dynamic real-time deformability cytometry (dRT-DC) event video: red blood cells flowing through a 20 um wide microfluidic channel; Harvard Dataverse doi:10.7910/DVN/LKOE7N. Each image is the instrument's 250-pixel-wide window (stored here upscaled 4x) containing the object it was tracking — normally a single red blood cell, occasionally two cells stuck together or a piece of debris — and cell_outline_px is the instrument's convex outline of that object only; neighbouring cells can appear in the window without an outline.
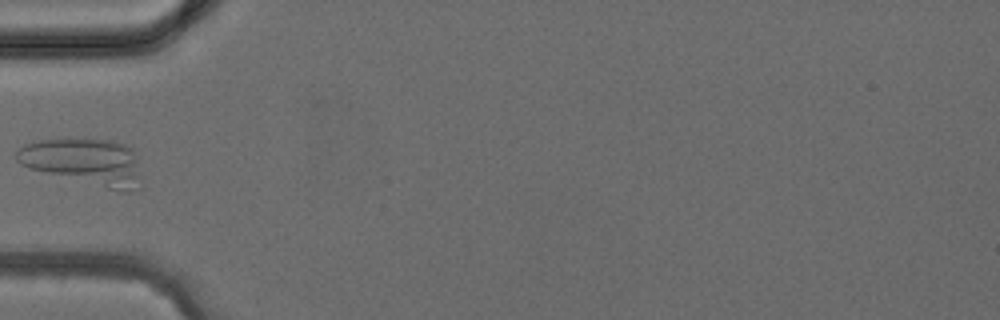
{"species": "common noctule bat (a hibernating species)", "species_latin": "Nyctalus noctula", "temperature_condition": "cold", "stored_images_in_passage": 4, "camera_frame_rate_fps": 3000, "um_per_image_px": 0.085, "animal": {"sex": "female", "body_mass_g": 24.6, "forearm_length_mm": 56.2}, "frame": {"image": 1, "passage_image": 4, "time_ms": 3.667, "image_size_px": [1000, 320], "cell_outline_px": [[140, 188], [124, 192], [120, 192], [28, 168], [20, 164], [12, 156], [24, 144], [36, 140], [112, 140], [124, 144], [132, 148], [136, 160]], "centroid_in_image_um": [7.13, 13.76], "position_along_channel_um": 77.9, "area_um2": 33.58}}